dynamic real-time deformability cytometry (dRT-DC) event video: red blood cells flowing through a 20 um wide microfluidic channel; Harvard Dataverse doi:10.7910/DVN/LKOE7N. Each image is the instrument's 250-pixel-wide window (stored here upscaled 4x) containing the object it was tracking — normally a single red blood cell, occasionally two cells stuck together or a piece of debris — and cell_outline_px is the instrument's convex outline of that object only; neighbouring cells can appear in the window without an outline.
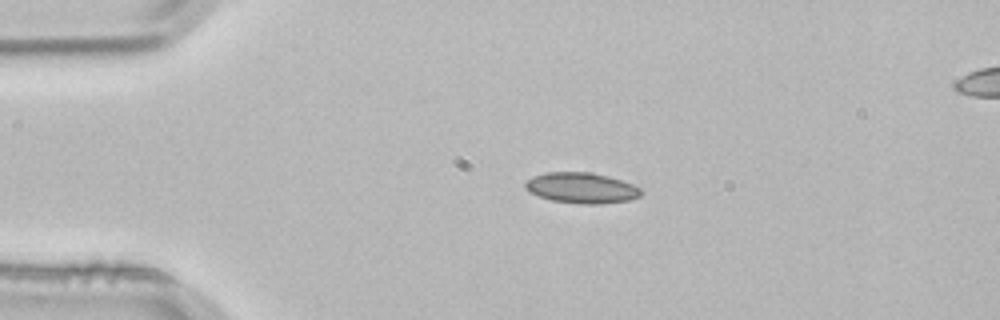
{"species": "common noctule bat (a hibernating species)", "species_latin": "Nyctalus noctula", "temperature_condition": "room temperature", "stored_images_in_passage": 3, "camera_frame_rate_fps": 3000, "um_per_image_px": 0.085, "animal": {"sex": "male", "body_mass_g": 21.5, "forearm_length_mm": 52.0}, "frame": {"image": 1, "passage_image": 2, "time_ms": 0.333, "image_size_px": [1000, 320], "cell_outline_px": [[644, 192], [640, 196], [628, 200], [600, 204], [580, 204], [552, 200], [528, 192], [524, 188], [524, 184], [532, 176], [548, 172], [588, 172], [608, 176], [632, 184], [640, 188]], "centroid_in_image_um": [49.42, 15.97], "position_along_channel_um": 35.6, "area_um2": 20.63}}